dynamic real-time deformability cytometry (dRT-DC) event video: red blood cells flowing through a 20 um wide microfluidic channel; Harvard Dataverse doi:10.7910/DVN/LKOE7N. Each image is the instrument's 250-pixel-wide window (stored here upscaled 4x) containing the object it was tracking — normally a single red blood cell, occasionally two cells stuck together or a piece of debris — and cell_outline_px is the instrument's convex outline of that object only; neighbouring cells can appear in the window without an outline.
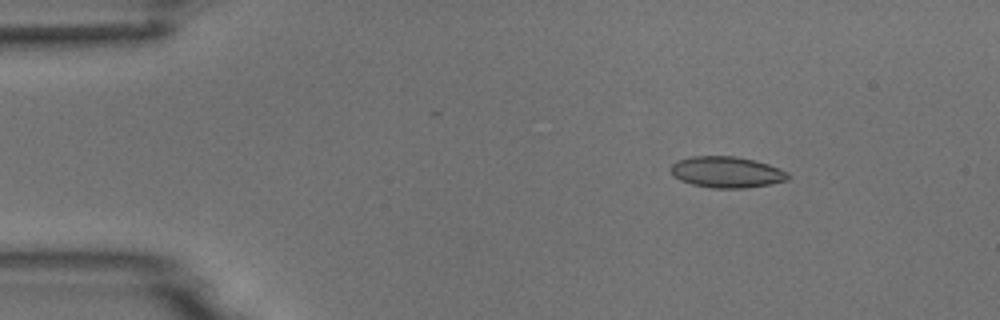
{"species": "common noctule bat (a hibernating species)", "species_latin": "Nyctalus noctula", "temperature_condition": "room temperature", "stored_images_in_passage": 6, "camera_frame_rate_fps": 3000, "um_per_image_px": 0.085, "animal": {"sex": "male", "body_mass_g": 18.8}, "frame": {"image": 1, "passage_image": 3, "time_ms": 2.333, "image_size_px": [1000, 320], "cell_outline_px": [[788, 180], [768, 184], [744, 188], [712, 188], [692, 184], [680, 180], [672, 176], [672, 164], [676, 160], [692, 156], [736, 156], [756, 160], [768, 164], [788, 172]], "centroid_in_image_um": [61.75, 14.62], "position_along_channel_um": 23.3, "area_um2": 21.27}}
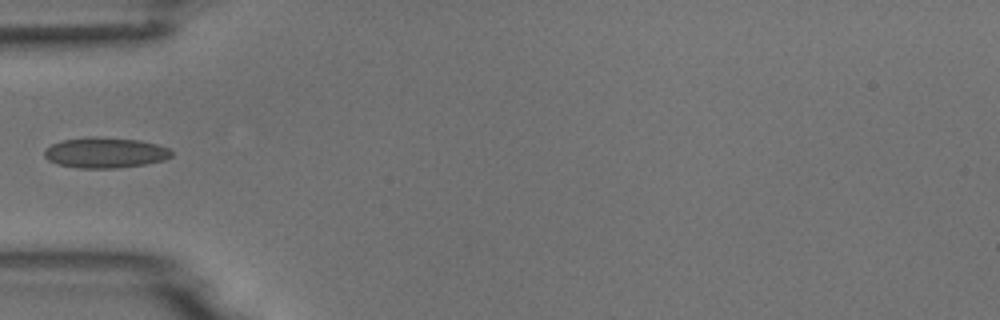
{"frame": {"image": 2, "passage_image": 5, "time_ms": 5.667, "image_size_px": [1000, 320], "cell_outline_px": [[172, 156], [164, 160], [144, 164], [116, 168], [76, 168], [56, 164], [48, 160], [44, 156], [44, 148], [60, 140], [88, 136], [92, 136], [140, 140], [156, 144], [168, 148], [172, 152]], "centroid_in_image_um": [8.89, 12.97], "position_along_channel_um": 76.1, "area_um2": 22.83}}